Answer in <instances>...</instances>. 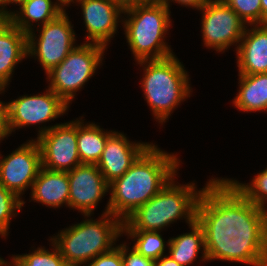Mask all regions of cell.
Masks as SVG:
<instances>
[{"label":"cell","mask_w":267,"mask_h":266,"mask_svg":"<svg viewBox=\"0 0 267 266\" xmlns=\"http://www.w3.org/2000/svg\"><path fill=\"white\" fill-rule=\"evenodd\" d=\"M196 220L204 230L208 261L267 266L266 209L250 202L228 179L207 182Z\"/></svg>","instance_id":"6da1fadb"},{"label":"cell","mask_w":267,"mask_h":266,"mask_svg":"<svg viewBox=\"0 0 267 266\" xmlns=\"http://www.w3.org/2000/svg\"><path fill=\"white\" fill-rule=\"evenodd\" d=\"M179 163L176 155L151 143L127 172L109 184L111 195L103 214L111 213L124 222L176 175Z\"/></svg>","instance_id":"7a4b0ae2"},{"label":"cell","mask_w":267,"mask_h":266,"mask_svg":"<svg viewBox=\"0 0 267 266\" xmlns=\"http://www.w3.org/2000/svg\"><path fill=\"white\" fill-rule=\"evenodd\" d=\"M175 176L150 200L141 205L122 224V230L159 231L177 219L190 225L196 220V209L203 191L195 183L176 185Z\"/></svg>","instance_id":"3957f363"},{"label":"cell","mask_w":267,"mask_h":266,"mask_svg":"<svg viewBox=\"0 0 267 266\" xmlns=\"http://www.w3.org/2000/svg\"><path fill=\"white\" fill-rule=\"evenodd\" d=\"M170 13V9L158 0L124 10V16L127 15V19L122 20L125 36L137 62L174 55L164 39L171 25Z\"/></svg>","instance_id":"277c9868"},{"label":"cell","mask_w":267,"mask_h":266,"mask_svg":"<svg viewBox=\"0 0 267 266\" xmlns=\"http://www.w3.org/2000/svg\"><path fill=\"white\" fill-rule=\"evenodd\" d=\"M137 63L144 66V76L140 82L144 98L159 123H165L173 110L190 97L192 89L187 71L176 55Z\"/></svg>","instance_id":"5b68a950"},{"label":"cell","mask_w":267,"mask_h":266,"mask_svg":"<svg viewBox=\"0 0 267 266\" xmlns=\"http://www.w3.org/2000/svg\"><path fill=\"white\" fill-rule=\"evenodd\" d=\"M101 218L85 219L50 239L68 266L86 264L115 247L116 240L123 234V222L111 213L102 214Z\"/></svg>","instance_id":"8992f818"},{"label":"cell","mask_w":267,"mask_h":266,"mask_svg":"<svg viewBox=\"0 0 267 266\" xmlns=\"http://www.w3.org/2000/svg\"><path fill=\"white\" fill-rule=\"evenodd\" d=\"M105 50V46L91 42L75 46L58 66L46 73L49 88L69 105L102 63Z\"/></svg>","instance_id":"52a82bcc"},{"label":"cell","mask_w":267,"mask_h":266,"mask_svg":"<svg viewBox=\"0 0 267 266\" xmlns=\"http://www.w3.org/2000/svg\"><path fill=\"white\" fill-rule=\"evenodd\" d=\"M66 10L41 26L39 37L34 30L27 34V56L38 57L45 74L58 66L75 48V33Z\"/></svg>","instance_id":"ba28073f"},{"label":"cell","mask_w":267,"mask_h":266,"mask_svg":"<svg viewBox=\"0 0 267 266\" xmlns=\"http://www.w3.org/2000/svg\"><path fill=\"white\" fill-rule=\"evenodd\" d=\"M39 129L36 141L43 168L68 172L81 164L77 147V120Z\"/></svg>","instance_id":"9c48e42d"},{"label":"cell","mask_w":267,"mask_h":266,"mask_svg":"<svg viewBox=\"0 0 267 266\" xmlns=\"http://www.w3.org/2000/svg\"><path fill=\"white\" fill-rule=\"evenodd\" d=\"M202 11V38L204 45L224 52L229 46L240 44L246 24L237 13L221 0H208Z\"/></svg>","instance_id":"30bf717a"},{"label":"cell","mask_w":267,"mask_h":266,"mask_svg":"<svg viewBox=\"0 0 267 266\" xmlns=\"http://www.w3.org/2000/svg\"><path fill=\"white\" fill-rule=\"evenodd\" d=\"M41 167L39 145L36 139L29 140L0 160V183L20 198L32 187Z\"/></svg>","instance_id":"8fae6325"},{"label":"cell","mask_w":267,"mask_h":266,"mask_svg":"<svg viewBox=\"0 0 267 266\" xmlns=\"http://www.w3.org/2000/svg\"><path fill=\"white\" fill-rule=\"evenodd\" d=\"M8 108L9 125L13 132L16 128L54 121L66 113L69 105L48 87L44 94L24 95L8 102Z\"/></svg>","instance_id":"7c38bea8"},{"label":"cell","mask_w":267,"mask_h":266,"mask_svg":"<svg viewBox=\"0 0 267 266\" xmlns=\"http://www.w3.org/2000/svg\"><path fill=\"white\" fill-rule=\"evenodd\" d=\"M68 207L90 217L98 202L109 192V184L96 164L81 163L68 171Z\"/></svg>","instance_id":"4fadbf2b"},{"label":"cell","mask_w":267,"mask_h":266,"mask_svg":"<svg viewBox=\"0 0 267 266\" xmlns=\"http://www.w3.org/2000/svg\"><path fill=\"white\" fill-rule=\"evenodd\" d=\"M74 1L81 4L87 32L85 42L107 48L108 42L116 33L118 22H122L120 18L124 10L114 0H68L67 6Z\"/></svg>","instance_id":"5bb4252c"},{"label":"cell","mask_w":267,"mask_h":266,"mask_svg":"<svg viewBox=\"0 0 267 266\" xmlns=\"http://www.w3.org/2000/svg\"><path fill=\"white\" fill-rule=\"evenodd\" d=\"M150 143L130 142L126 135L114 131L108 138L97 167L110 184L128 171Z\"/></svg>","instance_id":"9a60e30c"},{"label":"cell","mask_w":267,"mask_h":266,"mask_svg":"<svg viewBox=\"0 0 267 266\" xmlns=\"http://www.w3.org/2000/svg\"><path fill=\"white\" fill-rule=\"evenodd\" d=\"M246 26L236 47L239 74L267 73V24Z\"/></svg>","instance_id":"2e32d148"},{"label":"cell","mask_w":267,"mask_h":266,"mask_svg":"<svg viewBox=\"0 0 267 266\" xmlns=\"http://www.w3.org/2000/svg\"><path fill=\"white\" fill-rule=\"evenodd\" d=\"M27 57V34L9 20L0 21V87L6 88L14 68Z\"/></svg>","instance_id":"e0dca14e"},{"label":"cell","mask_w":267,"mask_h":266,"mask_svg":"<svg viewBox=\"0 0 267 266\" xmlns=\"http://www.w3.org/2000/svg\"><path fill=\"white\" fill-rule=\"evenodd\" d=\"M31 198L50 208L68 207L69 177L67 172L51 171L40 168L31 187Z\"/></svg>","instance_id":"ac0fdd59"},{"label":"cell","mask_w":267,"mask_h":266,"mask_svg":"<svg viewBox=\"0 0 267 266\" xmlns=\"http://www.w3.org/2000/svg\"><path fill=\"white\" fill-rule=\"evenodd\" d=\"M19 12H11L9 21L24 33L33 31V22L41 23L42 26L57 18L65 11L67 2L65 0H26L21 3ZM32 22V23H31Z\"/></svg>","instance_id":"d6986e66"},{"label":"cell","mask_w":267,"mask_h":266,"mask_svg":"<svg viewBox=\"0 0 267 266\" xmlns=\"http://www.w3.org/2000/svg\"><path fill=\"white\" fill-rule=\"evenodd\" d=\"M239 76V91L233 104L239 111H267V73Z\"/></svg>","instance_id":"ffe728a7"},{"label":"cell","mask_w":267,"mask_h":266,"mask_svg":"<svg viewBox=\"0 0 267 266\" xmlns=\"http://www.w3.org/2000/svg\"><path fill=\"white\" fill-rule=\"evenodd\" d=\"M191 231L189 233L181 234L177 237L170 238L167 242L169 256L182 266L193 264L199 251L203 248L201 253L202 260L208 261L205 252V240L203 227L195 220L189 225Z\"/></svg>","instance_id":"44dd1931"},{"label":"cell","mask_w":267,"mask_h":266,"mask_svg":"<svg viewBox=\"0 0 267 266\" xmlns=\"http://www.w3.org/2000/svg\"><path fill=\"white\" fill-rule=\"evenodd\" d=\"M77 119V147L81 163L97 164L105 148L107 138L114 132H105L95 123L83 124Z\"/></svg>","instance_id":"7402d4cb"},{"label":"cell","mask_w":267,"mask_h":266,"mask_svg":"<svg viewBox=\"0 0 267 266\" xmlns=\"http://www.w3.org/2000/svg\"><path fill=\"white\" fill-rule=\"evenodd\" d=\"M122 233L132 238L135 243V249L141 255L158 260L165 252V241L159 231H145V230H122Z\"/></svg>","instance_id":"603a6c76"},{"label":"cell","mask_w":267,"mask_h":266,"mask_svg":"<svg viewBox=\"0 0 267 266\" xmlns=\"http://www.w3.org/2000/svg\"><path fill=\"white\" fill-rule=\"evenodd\" d=\"M52 243L53 252L38 247L32 253L15 255L7 266H68L58 247Z\"/></svg>","instance_id":"cb8c5ba5"},{"label":"cell","mask_w":267,"mask_h":266,"mask_svg":"<svg viewBox=\"0 0 267 266\" xmlns=\"http://www.w3.org/2000/svg\"><path fill=\"white\" fill-rule=\"evenodd\" d=\"M250 202L267 209V168L254 176L251 183L242 184L235 179H228Z\"/></svg>","instance_id":"d4e9b609"},{"label":"cell","mask_w":267,"mask_h":266,"mask_svg":"<svg viewBox=\"0 0 267 266\" xmlns=\"http://www.w3.org/2000/svg\"><path fill=\"white\" fill-rule=\"evenodd\" d=\"M24 204V200L0 183V235L2 237L8 235L12 216H16V211H20Z\"/></svg>","instance_id":"484cf974"},{"label":"cell","mask_w":267,"mask_h":266,"mask_svg":"<svg viewBox=\"0 0 267 266\" xmlns=\"http://www.w3.org/2000/svg\"><path fill=\"white\" fill-rule=\"evenodd\" d=\"M230 6L248 26L262 24L261 0H221Z\"/></svg>","instance_id":"4316f807"},{"label":"cell","mask_w":267,"mask_h":266,"mask_svg":"<svg viewBox=\"0 0 267 266\" xmlns=\"http://www.w3.org/2000/svg\"><path fill=\"white\" fill-rule=\"evenodd\" d=\"M86 266H123L122 244L98 255Z\"/></svg>","instance_id":"83f0119b"},{"label":"cell","mask_w":267,"mask_h":266,"mask_svg":"<svg viewBox=\"0 0 267 266\" xmlns=\"http://www.w3.org/2000/svg\"><path fill=\"white\" fill-rule=\"evenodd\" d=\"M125 244L126 242L122 244L123 266H154L153 259L141 255L133 248L130 251Z\"/></svg>","instance_id":"f1b7e54d"},{"label":"cell","mask_w":267,"mask_h":266,"mask_svg":"<svg viewBox=\"0 0 267 266\" xmlns=\"http://www.w3.org/2000/svg\"><path fill=\"white\" fill-rule=\"evenodd\" d=\"M5 88L0 87V94ZM11 129L9 125V108L8 103L0 101V141L10 135Z\"/></svg>","instance_id":"f546056e"},{"label":"cell","mask_w":267,"mask_h":266,"mask_svg":"<svg viewBox=\"0 0 267 266\" xmlns=\"http://www.w3.org/2000/svg\"><path fill=\"white\" fill-rule=\"evenodd\" d=\"M162 3H164L168 8H170V1L171 0H158ZM177 2L178 4H181L183 6H189L192 7L193 9L196 8L198 10H200L206 3L208 0H172Z\"/></svg>","instance_id":"4dcf8cb0"},{"label":"cell","mask_w":267,"mask_h":266,"mask_svg":"<svg viewBox=\"0 0 267 266\" xmlns=\"http://www.w3.org/2000/svg\"><path fill=\"white\" fill-rule=\"evenodd\" d=\"M123 10L133 6L149 4L157 0H114Z\"/></svg>","instance_id":"1f68e13d"},{"label":"cell","mask_w":267,"mask_h":266,"mask_svg":"<svg viewBox=\"0 0 267 266\" xmlns=\"http://www.w3.org/2000/svg\"><path fill=\"white\" fill-rule=\"evenodd\" d=\"M154 266H182L173 260L168 254L154 260Z\"/></svg>","instance_id":"d6a6232c"},{"label":"cell","mask_w":267,"mask_h":266,"mask_svg":"<svg viewBox=\"0 0 267 266\" xmlns=\"http://www.w3.org/2000/svg\"><path fill=\"white\" fill-rule=\"evenodd\" d=\"M5 0H0V21L9 20L11 12L6 9Z\"/></svg>","instance_id":"836d02e7"},{"label":"cell","mask_w":267,"mask_h":266,"mask_svg":"<svg viewBox=\"0 0 267 266\" xmlns=\"http://www.w3.org/2000/svg\"><path fill=\"white\" fill-rule=\"evenodd\" d=\"M262 24H267V0H261Z\"/></svg>","instance_id":"e575fe53"},{"label":"cell","mask_w":267,"mask_h":266,"mask_svg":"<svg viewBox=\"0 0 267 266\" xmlns=\"http://www.w3.org/2000/svg\"><path fill=\"white\" fill-rule=\"evenodd\" d=\"M24 1H26V0H5V4H6V6H7V4L9 5L10 3L12 4V3H14V4H18V5H20L21 3H23Z\"/></svg>","instance_id":"d590c367"},{"label":"cell","mask_w":267,"mask_h":266,"mask_svg":"<svg viewBox=\"0 0 267 266\" xmlns=\"http://www.w3.org/2000/svg\"><path fill=\"white\" fill-rule=\"evenodd\" d=\"M8 263L3 258L0 257V266H7Z\"/></svg>","instance_id":"8d00e7d4"}]
</instances>
